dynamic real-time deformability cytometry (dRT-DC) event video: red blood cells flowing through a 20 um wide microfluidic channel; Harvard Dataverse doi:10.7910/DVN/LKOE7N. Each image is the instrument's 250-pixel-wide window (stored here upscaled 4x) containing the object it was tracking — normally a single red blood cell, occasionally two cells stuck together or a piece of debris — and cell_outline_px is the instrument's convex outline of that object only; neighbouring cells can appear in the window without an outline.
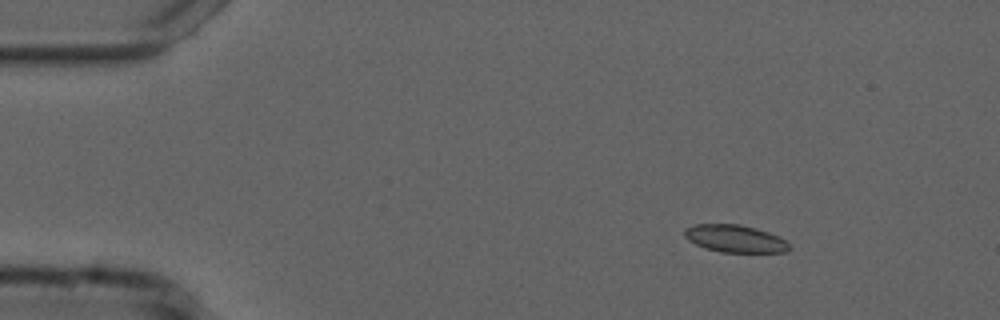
{"species": "common noctule bat (a hibernating species)", "species_latin": "Nyctalus noctula", "temperature_condition": "cold", "stored_images_in_passage": 10, "camera_frame_rate_fps": 3000, "um_per_image_px": 0.085, "animal": {"sex": "male", "forearm_length_mm": 52.5}, "frame": {"image": 1, "passage_image": 1, "time_ms": 0.0, "image_size_px": [1000, 320], "cell_outline_px": [[792, 248], [784, 252], [720, 252], [704, 248], [688, 240], [684, 236], [684, 228], [692, 224], [740, 224], [756, 228], [780, 236]], "centroid_in_image_um": [62.45, 20.28], "position_along_channel_um": 22.5, "area_um2": 16.88}}